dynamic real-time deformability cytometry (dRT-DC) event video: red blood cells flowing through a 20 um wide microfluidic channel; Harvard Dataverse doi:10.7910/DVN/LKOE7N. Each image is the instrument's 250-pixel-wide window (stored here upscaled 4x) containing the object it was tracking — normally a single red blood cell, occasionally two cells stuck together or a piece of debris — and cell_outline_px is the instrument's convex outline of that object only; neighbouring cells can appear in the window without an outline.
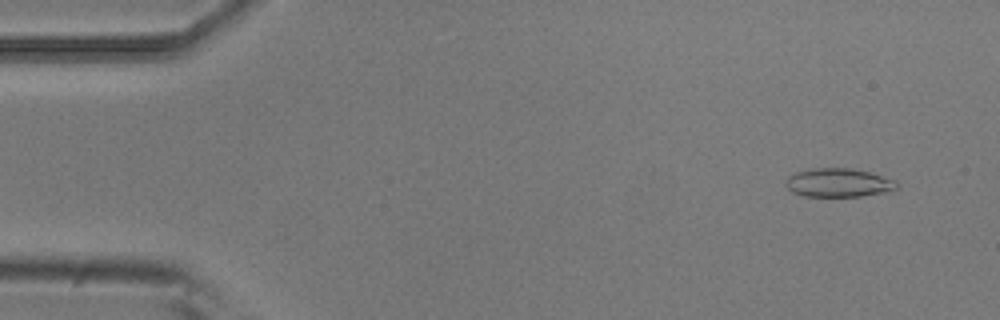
{"species": "common noctule bat (a hibernating species)", "species_latin": "Nyctalus noctula", "temperature_condition": "room temperature", "stored_images_in_passage": 4, "camera_frame_rate_fps": 3000, "um_per_image_px": 0.085, "animal": {"sex": "male", "body_mass_g": 20.5, "forearm_length_mm": 52.5}, "frame": {"image": 1, "passage_image": 1, "time_ms": 0.0, "image_size_px": [1000, 320], "cell_outline_px": [[900, 188], [888, 192], [860, 196], [804, 196], [792, 192], [784, 184], [788, 176], [796, 172], [812, 168], [848, 168], [868, 172], [896, 180]], "centroid_in_image_um": [71.28, 15.53], "position_along_channel_um": 13.7, "area_um2": 18.61}}